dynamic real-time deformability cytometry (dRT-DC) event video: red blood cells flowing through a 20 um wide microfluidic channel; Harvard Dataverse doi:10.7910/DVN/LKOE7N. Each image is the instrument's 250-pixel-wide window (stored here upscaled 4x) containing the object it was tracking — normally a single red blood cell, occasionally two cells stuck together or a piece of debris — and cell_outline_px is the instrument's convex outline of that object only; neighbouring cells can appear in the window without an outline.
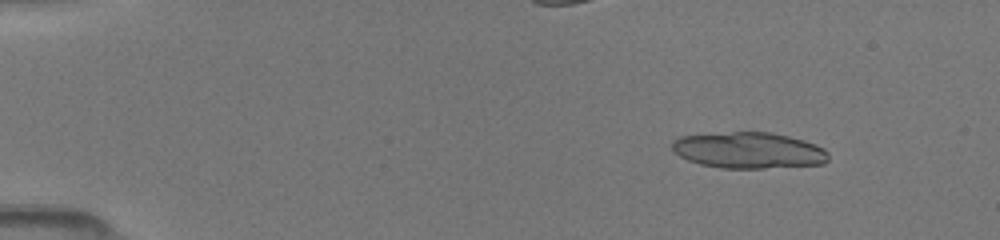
{"species": "common noctule bat (a hibernating species)", "species_latin": "Nyctalus noctula", "temperature_condition": "room temperature", "stored_images_in_passage": 10, "camera_frame_rate_fps": 3000, "um_per_image_px": 0.085, "animal": {"sex": "female", "body_mass_g": 19.5, "forearm_length_mm": 54.1}, "frame": {"image": 1, "passage_image": 1, "time_ms": 0.0, "image_size_px": [1000, 240], "cell_outline_px": [[828, 160], [824, 164], [764, 168], [720, 168], [700, 164], [688, 160], [672, 152], [672, 140], [680, 136], [732, 132], [772, 132], [804, 140], [816, 144], [824, 148], [828, 152]], "centroid_in_image_um": [63.64, 12.78], "position_along_channel_um": 21.4, "area_um2": 33.12}}